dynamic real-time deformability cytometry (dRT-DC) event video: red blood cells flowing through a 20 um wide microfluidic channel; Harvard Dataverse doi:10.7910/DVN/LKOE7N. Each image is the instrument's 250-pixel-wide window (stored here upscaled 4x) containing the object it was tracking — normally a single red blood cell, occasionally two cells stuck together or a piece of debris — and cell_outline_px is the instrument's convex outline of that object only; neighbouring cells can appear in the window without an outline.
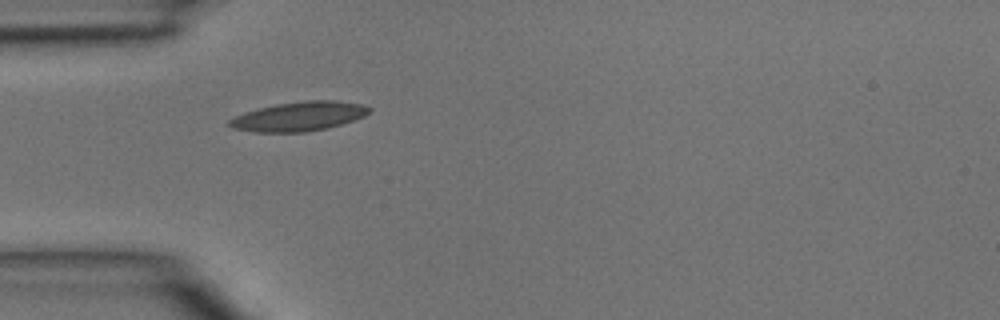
{"species": "common noctule bat (a hibernating species)", "species_latin": "Nyctalus noctula", "temperature_condition": "room temperature", "stored_images_in_passage": 1, "camera_frame_rate_fps": 3000, "um_per_image_px": 0.085, "animal": {"sex": "male", "body_mass_g": 15.6}, "frame": {"image": 1, "passage_image": 1, "time_ms": 0.0, "image_size_px": [1000, 320], "cell_outline_px": [[372, 108], [364, 116], [328, 128], [304, 132], [252, 132], [232, 128], [228, 124], [228, 120], [244, 112], [276, 104], [308, 100], [332, 100], [360, 104]], "centroid_in_image_um": [25.37, 9.9], "position_along_channel_um": 59.6, "area_um2": 23.64}}